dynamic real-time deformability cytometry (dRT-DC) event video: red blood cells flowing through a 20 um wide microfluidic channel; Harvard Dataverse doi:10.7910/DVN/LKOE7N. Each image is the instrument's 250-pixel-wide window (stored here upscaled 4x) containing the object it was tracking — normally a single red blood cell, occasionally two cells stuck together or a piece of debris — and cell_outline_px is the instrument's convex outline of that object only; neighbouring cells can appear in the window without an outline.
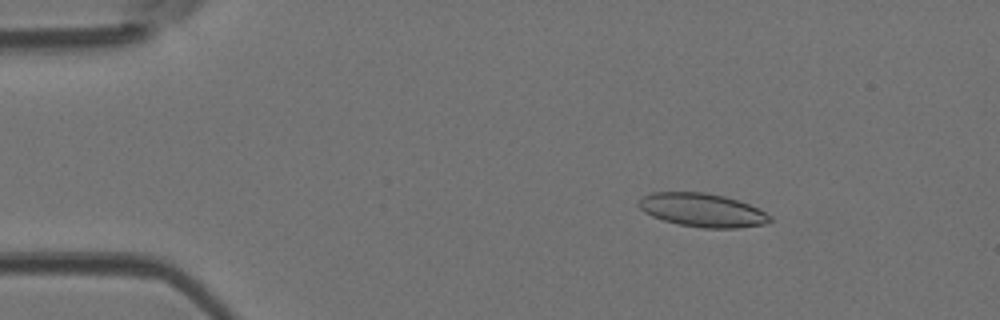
{"species": "Egyptian fruit bat (a non-hibernating species)", "species_latin": "Rousettus aegyptiacus", "temperature_condition": "room temperature", "stored_images_in_passage": 4, "camera_frame_rate_fps": 3000, "um_per_image_px": 0.085, "animal": {"sex": "female"}, "frame": {"image": 1, "passage_image": 2, "time_ms": 0.333, "image_size_px": [1000, 320], "cell_outline_px": [[772, 220], [764, 224], [736, 228], [704, 228], [680, 224], [664, 220], [652, 216], [644, 212], [636, 204], [644, 196], [652, 192], [704, 192], [724, 196], [748, 204], [772, 216]], "centroid_in_image_um": [59.68, 17.86], "position_along_channel_um": 25.3, "area_um2": 25.37}}